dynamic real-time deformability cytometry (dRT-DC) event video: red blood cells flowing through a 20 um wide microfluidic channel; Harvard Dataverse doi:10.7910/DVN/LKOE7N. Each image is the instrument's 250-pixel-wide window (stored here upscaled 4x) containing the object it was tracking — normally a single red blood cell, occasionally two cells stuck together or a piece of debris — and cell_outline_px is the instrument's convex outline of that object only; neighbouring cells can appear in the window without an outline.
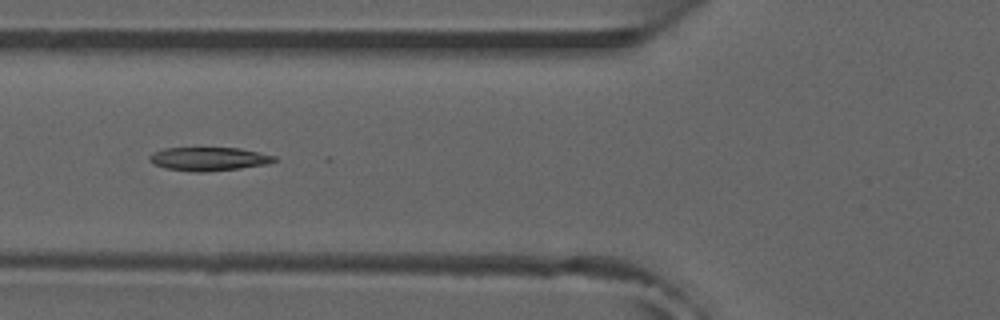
{"species": "common noctule bat (a hibernating species)", "species_latin": "Nyctalus noctula", "temperature_condition": "room temperature", "stored_images_in_passage": 27, "camera_frame_rate_fps": 3000, "um_per_image_px": 0.085, "animal": {"sex": "male", "forearm_length_mm": 52.5}, "frame": {"image": 1, "passage_image": 14, "time_ms": 4.333, "image_size_px": [1000, 320], "cell_outline_px": [[276, 160], [268, 164], [240, 168], [204, 172], [192, 172], [164, 168], [148, 160], [148, 156], [152, 152], [164, 148], [240, 148], [276, 156]], "centroid_in_image_um": [17.72, 13.51], "position_along_channel_um": 108.1, "area_um2": 17.17}}
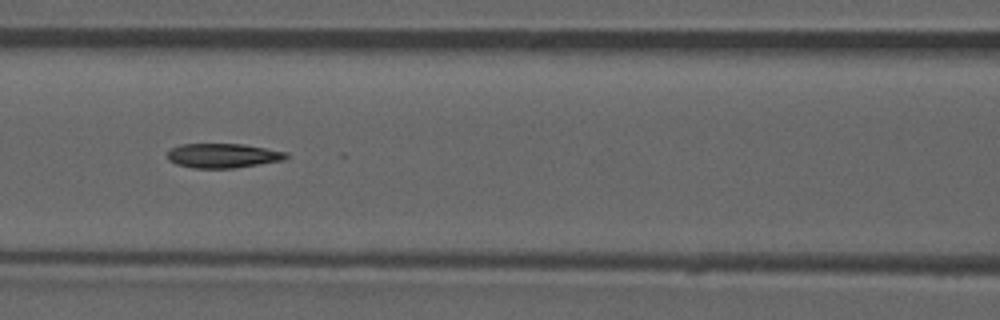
{"frame": {"image": 2, "passage_image": 17, "time_ms": 5.333, "image_size_px": [1000, 320], "cell_outline_px": [[288, 156], [284, 160], [232, 168], [192, 168], [176, 164], [168, 160], [168, 152], [172, 148], [180, 144], [244, 144], [288, 152]], "centroid_in_image_um": [18.95, 13.23], "position_along_channel_um": 147.7, "area_um2": 16.88}}